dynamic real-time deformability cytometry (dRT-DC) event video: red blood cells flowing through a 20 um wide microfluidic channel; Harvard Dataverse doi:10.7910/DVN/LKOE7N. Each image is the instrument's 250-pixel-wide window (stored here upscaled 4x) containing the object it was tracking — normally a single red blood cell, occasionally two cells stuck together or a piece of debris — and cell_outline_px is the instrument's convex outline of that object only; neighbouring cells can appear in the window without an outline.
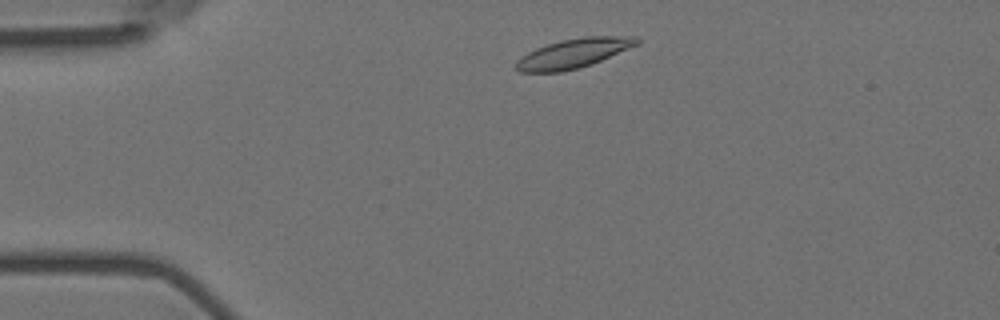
{"species": "Egyptian fruit bat (a non-hibernating species)", "species_latin": "Rousettus aegyptiacus", "temperature_condition": "room temperature", "stored_images_in_passage": 49, "camera_frame_rate_fps": 3000, "um_per_image_px": 0.085, "animal": {"sex": "female"}, "frame": {"image": 1, "passage_image": 4, "time_ms": 1.0, "image_size_px": [1000, 320], "cell_outline_px": [[640, 44], [580, 68], [560, 72], [520, 72], [516, 68], [516, 60], [520, 56], [536, 48], [560, 40], [584, 36], [640, 36]], "centroid_in_image_um": [48.76, 4.52], "position_along_channel_um": 36.2, "area_um2": 20.75}}
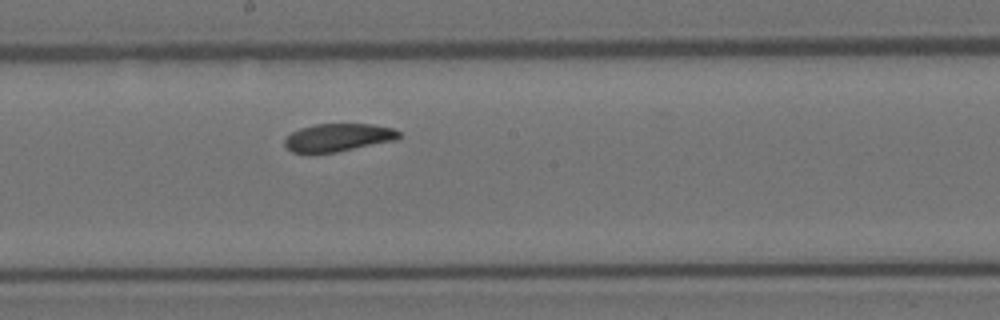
{"frame": {"image": 2, "passage_image": 23, "time_ms": 7.333, "image_size_px": [1000, 320], "cell_outline_px": [[400, 136], [396, 140], [336, 152], [312, 156], [308, 156], [292, 152], [284, 144], [284, 140], [292, 132], [300, 128], [316, 124], [372, 124], [396, 128], [400, 132]], "centroid_in_image_um": [28.71, 11.72], "position_along_channel_um": 219.5, "area_um2": 19.13}}
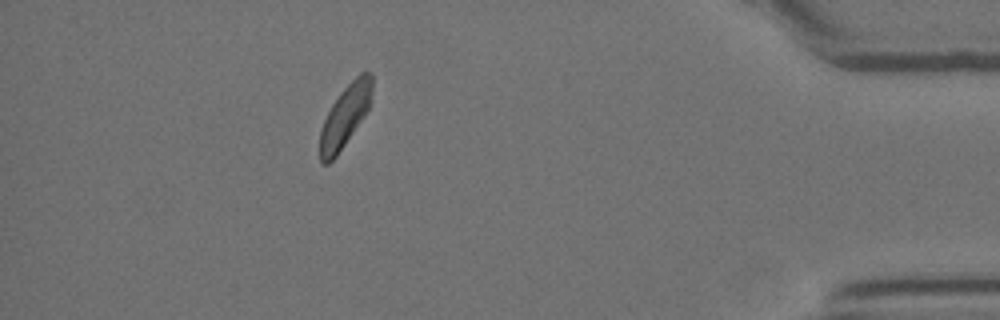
{"frame": {"image": 3, "passage_image": 43, "time_ms": 14.0, "image_size_px": [1000, 320], "cell_outline_px": [[372, 88], [368, 108], [364, 116], [336, 156], [328, 164], [320, 164], [320, 128], [332, 104], [340, 92], [360, 72], [372, 72]], "centroid_in_image_um": [29.31, 9.86], "position_along_channel_um": 405.9, "area_um2": 18.5}, "authors_computed_cell_mechanics": {"area_um2": 19.5942, "velocity_mm_per_s": 3.5269, "shape_relaxation_time_tau1_ms": 4.4161, "shape_relaxation_time_tau2_ms": null, "deformation_change_tau1": 0.1301, "deformation_change_tau2": null}}